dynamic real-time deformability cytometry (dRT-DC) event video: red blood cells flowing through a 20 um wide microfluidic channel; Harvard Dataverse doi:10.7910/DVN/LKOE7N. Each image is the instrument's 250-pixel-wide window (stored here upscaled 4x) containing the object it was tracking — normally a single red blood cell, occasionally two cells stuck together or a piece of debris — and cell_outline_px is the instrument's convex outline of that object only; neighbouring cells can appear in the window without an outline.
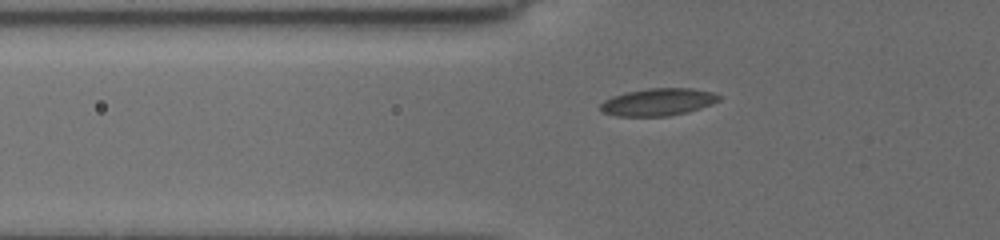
{"species": "common noctule bat (a hibernating species)", "species_latin": "Nyctalus noctula", "temperature_condition": "cold", "stored_images_in_passage": 57, "camera_frame_rate_fps": 3000, "um_per_image_px": 0.085, "animal": {"sex": "female", "body_mass_g": 19.5, "forearm_length_mm": 54.1}, "frame": {"image": 1, "passage_image": 2, "time_ms": 0.333, "image_size_px": [1000, 240], "cell_outline_px": [[720, 100], [712, 104], [688, 112], [668, 116], [616, 116], [604, 112], [600, 108], [600, 104], [604, 100], [612, 96], [628, 92], [652, 88], [688, 88], [712, 92], [720, 96]], "centroid_in_image_um": [55.94, 8.68], "position_along_channel_um": 69.9, "area_um2": 18.73}}
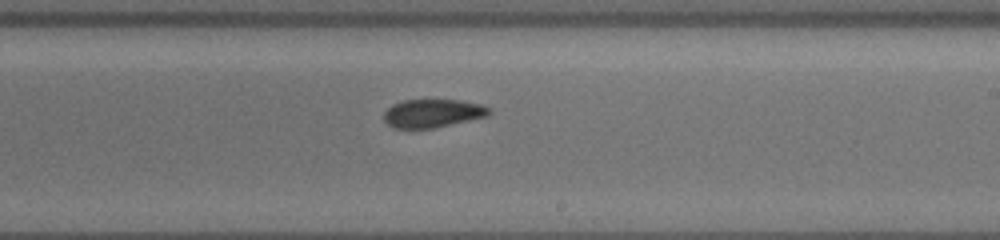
{"frame": {"image": 2, "passage_image": 31, "time_ms": 5.333, "image_size_px": [1000, 240], "cell_outline_px": [[492, 112], [488, 116], [436, 128], [392, 128], [384, 120], [384, 112], [392, 104], [404, 100], [460, 100], [480, 104], [492, 108]], "centroid_in_image_um": [36.8, 9.63], "position_along_channel_um": 252.2, "area_um2": 17.51}}
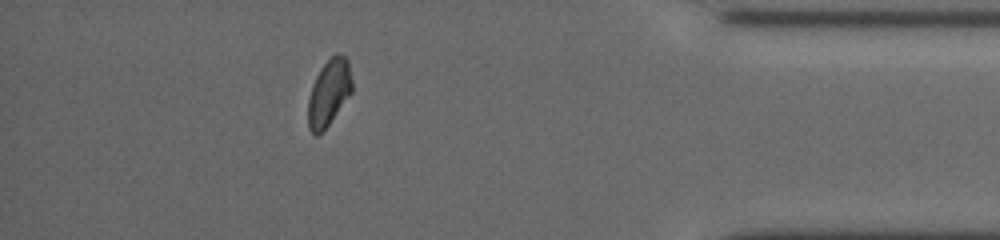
{"frame": {"image": 3, "passage_image": 52, "time_ms": 10.333, "image_size_px": [1000, 240], "cell_outline_px": [[352, 92], [328, 124], [316, 136], [308, 128], [308, 100], [312, 84], [320, 68], [336, 52], [344, 56], [348, 60], [352, 80]], "centroid_in_image_um": [27.95, 7.84], "position_along_channel_um": 407.2, "area_um2": 16.82}, "authors_computed_cell_mechanics": {"area_um2": 18.1492, "velocity_mm_per_s": 3.7296, "shape_relaxation_time_tau1_ms": null, "shape_relaxation_time_tau2_ms": 2.3846, "deformation_change_tau1": null, "deformation_change_tau2": 0.0541}}